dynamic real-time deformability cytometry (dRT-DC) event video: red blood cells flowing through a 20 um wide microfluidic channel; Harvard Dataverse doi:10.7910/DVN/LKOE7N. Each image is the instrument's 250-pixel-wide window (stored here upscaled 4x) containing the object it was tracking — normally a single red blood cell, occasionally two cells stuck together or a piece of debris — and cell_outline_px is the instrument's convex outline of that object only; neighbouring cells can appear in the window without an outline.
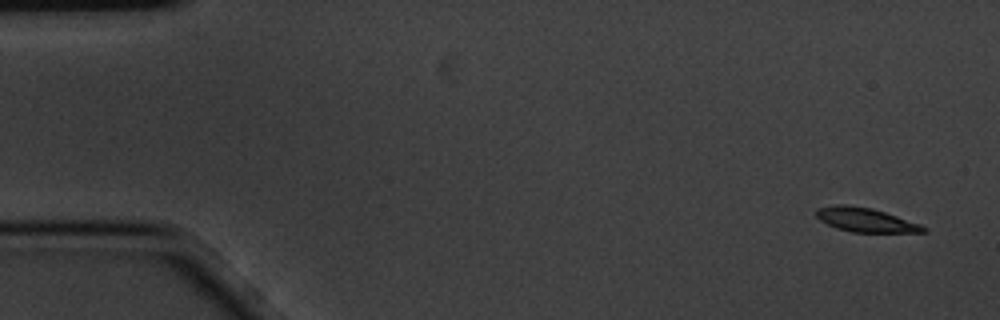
{"species": "common noctule bat (a hibernating species)", "species_latin": "Nyctalus noctula", "temperature_condition": "cold", "stored_images_in_passage": 5, "camera_frame_rate_fps": 3000, "um_per_image_px": 0.085, "animal": {"sex": "male", "body_mass_g": 20.1, "forearm_length_mm": 53.5}, "frame": {"image": 1, "passage_image": 1, "time_ms": 0.0, "image_size_px": [1000, 320], "cell_outline_px": [[928, 232], [852, 232], [836, 228], [820, 220], [816, 216], [816, 208], [836, 204], [844, 204], [872, 208], [920, 224], [928, 228]], "centroid_in_image_um": [73.56, 18.69], "position_along_channel_um": 11.4, "area_um2": 14.97}}
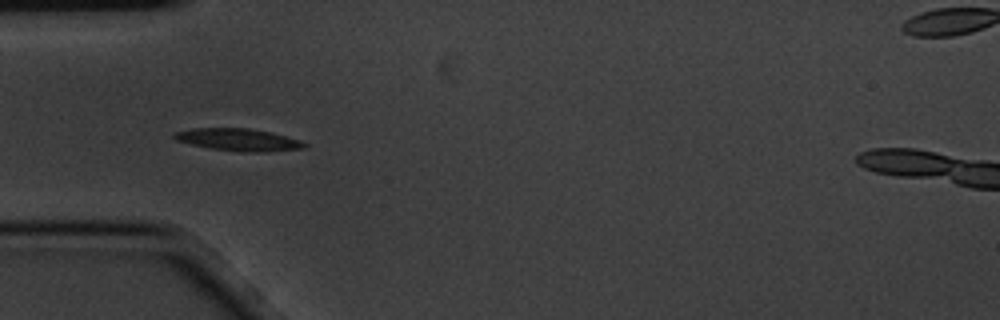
{"frame": {"image": 2, "passage_image": 5, "time_ms": 1.333, "image_size_px": [1000, 320], "cell_outline_px": [[308, 144], [304, 148], [268, 152], [240, 152], [212, 148], [192, 144], [176, 140], [172, 136], [176, 132], [192, 128], [248, 128], [268, 132], [300, 140]], "centroid_in_image_um": [20.28, 11.88], "position_along_channel_um": 64.7, "area_um2": 16.7}}